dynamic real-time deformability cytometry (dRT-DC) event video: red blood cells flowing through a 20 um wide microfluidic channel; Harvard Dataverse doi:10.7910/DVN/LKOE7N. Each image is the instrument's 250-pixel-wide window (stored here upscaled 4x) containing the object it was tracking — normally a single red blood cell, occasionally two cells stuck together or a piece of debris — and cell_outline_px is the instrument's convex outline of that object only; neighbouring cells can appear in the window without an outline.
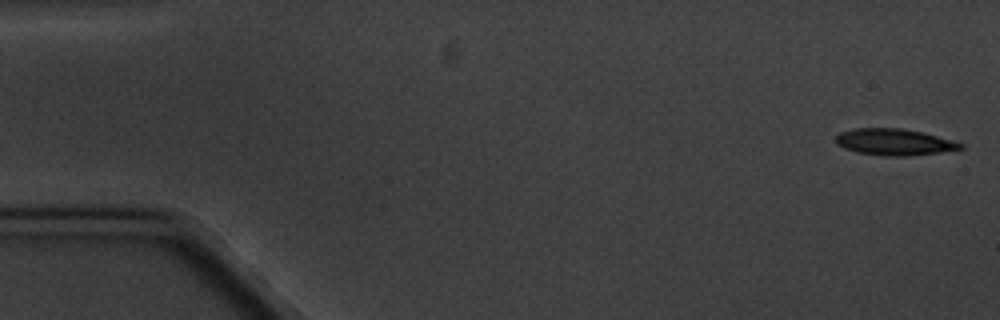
{"species": "common noctule bat (a hibernating species)", "species_latin": "Nyctalus noctula", "temperature_condition": "cold", "stored_images_in_passage": 4, "camera_frame_rate_fps": 3000, "um_per_image_px": 0.085, "animal": {"sex": "male", "body_mass_g": 20.1, "forearm_length_mm": 53.5}, "frame": {"image": 1, "passage_image": 1, "time_ms": 0.0, "image_size_px": [1000, 320], "cell_outline_px": [[964, 148], [940, 152], [904, 156], [884, 156], [856, 152], [844, 148], [836, 144], [836, 136], [840, 132], [856, 128], [904, 128], [952, 140], [964, 144]], "centroid_in_image_um": [75.98, 12.07], "position_along_channel_um": 9.0, "area_um2": 19.13}}